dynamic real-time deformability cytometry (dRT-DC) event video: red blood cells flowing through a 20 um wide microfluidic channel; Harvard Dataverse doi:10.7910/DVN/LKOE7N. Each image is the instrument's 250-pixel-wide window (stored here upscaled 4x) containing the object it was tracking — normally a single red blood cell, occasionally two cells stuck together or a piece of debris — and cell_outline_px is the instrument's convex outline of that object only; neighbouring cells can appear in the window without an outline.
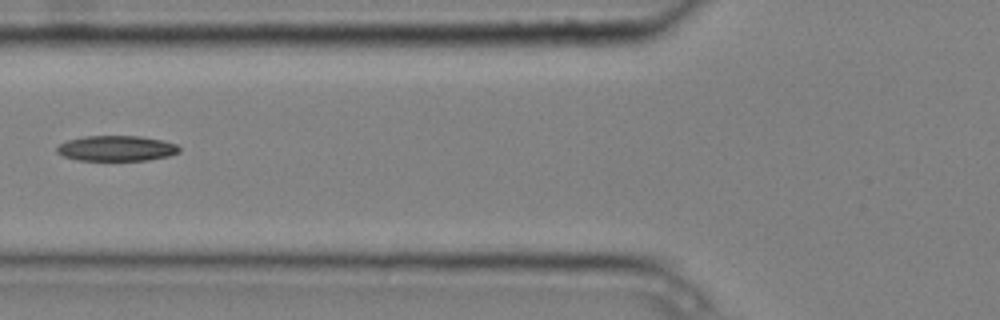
{"species": "common noctule bat (a hibernating species)", "species_latin": "Nyctalus noctula", "temperature_condition": "cold", "stored_images_in_passage": 6, "camera_frame_rate_fps": 3000, "um_per_image_px": 0.085, "animal": {"sex": "male", "body_mass_g": 20.4}, "frame": {"image": 1, "passage_image": 5, "time_ms": 1.333, "image_size_px": [1000, 320], "cell_outline_px": [[180, 152], [168, 156], [148, 160], [76, 160], [64, 156], [56, 152], [56, 148], [60, 144], [68, 140], [84, 136], [140, 136], [164, 140], [176, 144], [180, 148]], "centroid_in_image_um": [9.92, 12.6], "position_along_channel_um": 115.9, "area_um2": 18.15}}
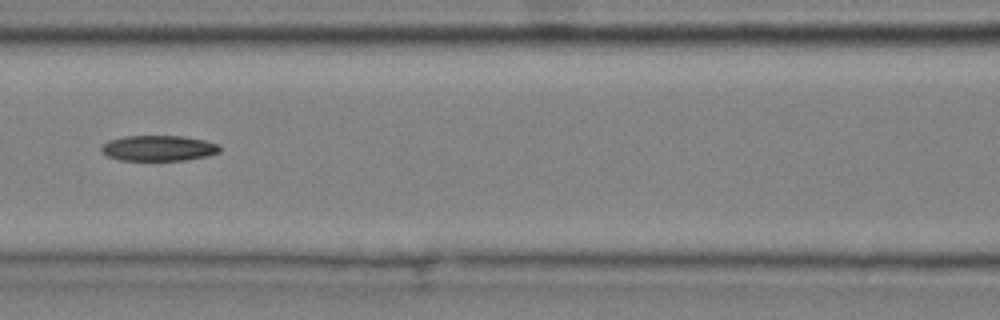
{"frame": {"image": 2, "passage_image": 6, "time_ms": 1.667, "image_size_px": [1000, 320], "cell_outline_px": [[220, 152], [208, 156], [184, 160], [120, 160], [108, 156], [100, 148], [108, 140], [124, 136], [184, 136], [204, 140], [220, 144]], "centroid_in_image_um": [13.51, 12.59], "position_along_channel_um": 153.1, "area_um2": 17.63}}